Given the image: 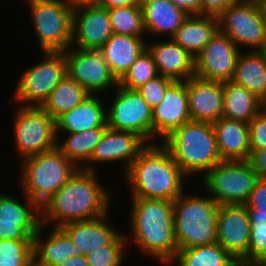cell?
<instances>
[{"label": "cell", "mask_w": 266, "mask_h": 266, "mask_svg": "<svg viewBox=\"0 0 266 266\" xmlns=\"http://www.w3.org/2000/svg\"><path fill=\"white\" fill-rule=\"evenodd\" d=\"M42 53L46 59L26 69L18 82L14 99L22 104L26 102L24 106L40 107L55 86L67 76L64 52Z\"/></svg>", "instance_id": "8fae6325"}, {"label": "cell", "mask_w": 266, "mask_h": 266, "mask_svg": "<svg viewBox=\"0 0 266 266\" xmlns=\"http://www.w3.org/2000/svg\"><path fill=\"white\" fill-rule=\"evenodd\" d=\"M114 34L142 37L145 32L141 6L107 9Z\"/></svg>", "instance_id": "836d02e7"}, {"label": "cell", "mask_w": 266, "mask_h": 266, "mask_svg": "<svg viewBox=\"0 0 266 266\" xmlns=\"http://www.w3.org/2000/svg\"><path fill=\"white\" fill-rule=\"evenodd\" d=\"M147 43L142 37L122 34L112 36L100 48L105 62L119 81L136 59L146 50Z\"/></svg>", "instance_id": "d4e9b609"}, {"label": "cell", "mask_w": 266, "mask_h": 266, "mask_svg": "<svg viewBox=\"0 0 266 266\" xmlns=\"http://www.w3.org/2000/svg\"><path fill=\"white\" fill-rule=\"evenodd\" d=\"M25 197L27 204L24 206L6 194H0V240H33L41 225L37 214L41 209L36 202Z\"/></svg>", "instance_id": "2e32d148"}, {"label": "cell", "mask_w": 266, "mask_h": 266, "mask_svg": "<svg viewBox=\"0 0 266 266\" xmlns=\"http://www.w3.org/2000/svg\"><path fill=\"white\" fill-rule=\"evenodd\" d=\"M158 75L156 64L146 49L118 81V85L127 89H137Z\"/></svg>", "instance_id": "e575fe53"}, {"label": "cell", "mask_w": 266, "mask_h": 266, "mask_svg": "<svg viewBox=\"0 0 266 266\" xmlns=\"http://www.w3.org/2000/svg\"><path fill=\"white\" fill-rule=\"evenodd\" d=\"M261 13L266 21V0H257Z\"/></svg>", "instance_id": "c3c4849f"}, {"label": "cell", "mask_w": 266, "mask_h": 266, "mask_svg": "<svg viewBox=\"0 0 266 266\" xmlns=\"http://www.w3.org/2000/svg\"><path fill=\"white\" fill-rule=\"evenodd\" d=\"M126 239L125 235L119 233L109 244L85 255L88 266H120L124 258Z\"/></svg>", "instance_id": "8d00e7d4"}, {"label": "cell", "mask_w": 266, "mask_h": 266, "mask_svg": "<svg viewBox=\"0 0 266 266\" xmlns=\"http://www.w3.org/2000/svg\"><path fill=\"white\" fill-rule=\"evenodd\" d=\"M260 266H266V260Z\"/></svg>", "instance_id": "816d5d0a"}, {"label": "cell", "mask_w": 266, "mask_h": 266, "mask_svg": "<svg viewBox=\"0 0 266 266\" xmlns=\"http://www.w3.org/2000/svg\"><path fill=\"white\" fill-rule=\"evenodd\" d=\"M145 32L162 35L168 33L172 38L183 21L189 16L177 8L171 0H141Z\"/></svg>", "instance_id": "4316f807"}, {"label": "cell", "mask_w": 266, "mask_h": 266, "mask_svg": "<svg viewBox=\"0 0 266 266\" xmlns=\"http://www.w3.org/2000/svg\"><path fill=\"white\" fill-rule=\"evenodd\" d=\"M179 9L188 15H201V0H171Z\"/></svg>", "instance_id": "ee69618b"}, {"label": "cell", "mask_w": 266, "mask_h": 266, "mask_svg": "<svg viewBox=\"0 0 266 266\" xmlns=\"http://www.w3.org/2000/svg\"><path fill=\"white\" fill-rule=\"evenodd\" d=\"M107 215L64 224L60 228L69 236L73 244L83 255H87L101 246L109 244L120 232L107 225Z\"/></svg>", "instance_id": "484cf974"}, {"label": "cell", "mask_w": 266, "mask_h": 266, "mask_svg": "<svg viewBox=\"0 0 266 266\" xmlns=\"http://www.w3.org/2000/svg\"><path fill=\"white\" fill-rule=\"evenodd\" d=\"M14 121L16 148L22 159L57 147L56 121L41 107L21 106Z\"/></svg>", "instance_id": "30bf717a"}, {"label": "cell", "mask_w": 266, "mask_h": 266, "mask_svg": "<svg viewBox=\"0 0 266 266\" xmlns=\"http://www.w3.org/2000/svg\"><path fill=\"white\" fill-rule=\"evenodd\" d=\"M222 161H246L250 156L248 123L219 118L212 123Z\"/></svg>", "instance_id": "7402d4cb"}, {"label": "cell", "mask_w": 266, "mask_h": 266, "mask_svg": "<svg viewBox=\"0 0 266 266\" xmlns=\"http://www.w3.org/2000/svg\"><path fill=\"white\" fill-rule=\"evenodd\" d=\"M219 204L212 197L183 195L173 201V225L179 249L217 242Z\"/></svg>", "instance_id": "5b68a950"}, {"label": "cell", "mask_w": 266, "mask_h": 266, "mask_svg": "<svg viewBox=\"0 0 266 266\" xmlns=\"http://www.w3.org/2000/svg\"><path fill=\"white\" fill-rule=\"evenodd\" d=\"M251 223L266 222V177H260L245 203Z\"/></svg>", "instance_id": "74e56055"}, {"label": "cell", "mask_w": 266, "mask_h": 266, "mask_svg": "<svg viewBox=\"0 0 266 266\" xmlns=\"http://www.w3.org/2000/svg\"><path fill=\"white\" fill-rule=\"evenodd\" d=\"M162 144L187 177L204 174L222 162L210 122L189 121L174 129Z\"/></svg>", "instance_id": "277c9868"}, {"label": "cell", "mask_w": 266, "mask_h": 266, "mask_svg": "<svg viewBox=\"0 0 266 266\" xmlns=\"http://www.w3.org/2000/svg\"><path fill=\"white\" fill-rule=\"evenodd\" d=\"M130 219L132 238L144 253L173 264L178 252L174 234L173 201L133 198Z\"/></svg>", "instance_id": "3957f363"}, {"label": "cell", "mask_w": 266, "mask_h": 266, "mask_svg": "<svg viewBox=\"0 0 266 266\" xmlns=\"http://www.w3.org/2000/svg\"><path fill=\"white\" fill-rule=\"evenodd\" d=\"M266 260V222L251 223L248 265H261Z\"/></svg>", "instance_id": "f35d334b"}, {"label": "cell", "mask_w": 266, "mask_h": 266, "mask_svg": "<svg viewBox=\"0 0 266 266\" xmlns=\"http://www.w3.org/2000/svg\"><path fill=\"white\" fill-rule=\"evenodd\" d=\"M240 53L231 82L251 91L260 100L266 99V51Z\"/></svg>", "instance_id": "f1b7e54d"}, {"label": "cell", "mask_w": 266, "mask_h": 266, "mask_svg": "<svg viewBox=\"0 0 266 266\" xmlns=\"http://www.w3.org/2000/svg\"><path fill=\"white\" fill-rule=\"evenodd\" d=\"M186 89L191 121L213 123L222 117L224 82L193 76L186 80Z\"/></svg>", "instance_id": "d6986e66"}, {"label": "cell", "mask_w": 266, "mask_h": 266, "mask_svg": "<svg viewBox=\"0 0 266 266\" xmlns=\"http://www.w3.org/2000/svg\"><path fill=\"white\" fill-rule=\"evenodd\" d=\"M189 121L186 81H174L167 88L161 103L152 108V138L159 135L164 139Z\"/></svg>", "instance_id": "ac0fdd59"}, {"label": "cell", "mask_w": 266, "mask_h": 266, "mask_svg": "<svg viewBox=\"0 0 266 266\" xmlns=\"http://www.w3.org/2000/svg\"><path fill=\"white\" fill-rule=\"evenodd\" d=\"M147 146L148 143L137 133L107 128L89 162L105 163L124 160L128 169Z\"/></svg>", "instance_id": "ffe728a7"}, {"label": "cell", "mask_w": 266, "mask_h": 266, "mask_svg": "<svg viewBox=\"0 0 266 266\" xmlns=\"http://www.w3.org/2000/svg\"><path fill=\"white\" fill-rule=\"evenodd\" d=\"M216 231L217 242L239 264L248 265L251 222L245 204L219 205Z\"/></svg>", "instance_id": "5bb4252c"}, {"label": "cell", "mask_w": 266, "mask_h": 266, "mask_svg": "<svg viewBox=\"0 0 266 266\" xmlns=\"http://www.w3.org/2000/svg\"><path fill=\"white\" fill-rule=\"evenodd\" d=\"M259 177H266V148L250 150L247 160Z\"/></svg>", "instance_id": "7bdbcfd3"}, {"label": "cell", "mask_w": 266, "mask_h": 266, "mask_svg": "<svg viewBox=\"0 0 266 266\" xmlns=\"http://www.w3.org/2000/svg\"><path fill=\"white\" fill-rule=\"evenodd\" d=\"M21 185L25 196L40 207L79 169L56 147L23 159Z\"/></svg>", "instance_id": "8992f818"}, {"label": "cell", "mask_w": 266, "mask_h": 266, "mask_svg": "<svg viewBox=\"0 0 266 266\" xmlns=\"http://www.w3.org/2000/svg\"><path fill=\"white\" fill-rule=\"evenodd\" d=\"M63 51L67 65V75L83 86L91 95L112 86H118V80L105 62L100 49L84 50L73 48Z\"/></svg>", "instance_id": "4fadbf2b"}, {"label": "cell", "mask_w": 266, "mask_h": 266, "mask_svg": "<svg viewBox=\"0 0 266 266\" xmlns=\"http://www.w3.org/2000/svg\"><path fill=\"white\" fill-rule=\"evenodd\" d=\"M240 48L220 31L195 58L194 76L204 80L228 82L234 74Z\"/></svg>", "instance_id": "9a60e30c"}, {"label": "cell", "mask_w": 266, "mask_h": 266, "mask_svg": "<svg viewBox=\"0 0 266 266\" xmlns=\"http://www.w3.org/2000/svg\"><path fill=\"white\" fill-rule=\"evenodd\" d=\"M217 17L219 31L238 48L243 46L252 48V51H266V21L257 0H240Z\"/></svg>", "instance_id": "9c48e42d"}, {"label": "cell", "mask_w": 266, "mask_h": 266, "mask_svg": "<svg viewBox=\"0 0 266 266\" xmlns=\"http://www.w3.org/2000/svg\"><path fill=\"white\" fill-rule=\"evenodd\" d=\"M263 109L266 111V99L263 101Z\"/></svg>", "instance_id": "681fc988"}, {"label": "cell", "mask_w": 266, "mask_h": 266, "mask_svg": "<svg viewBox=\"0 0 266 266\" xmlns=\"http://www.w3.org/2000/svg\"><path fill=\"white\" fill-rule=\"evenodd\" d=\"M141 0H99L98 6L105 9L123 6H140Z\"/></svg>", "instance_id": "f6af8a7d"}, {"label": "cell", "mask_w": 266, "mask_h": 266, "mask_svg": "<svg viewBox=\"0 0 266 266\" xmlns=\"http://www.w3.org/2000/svg\"><path fill=\"white\" fill-rule=\"evenodd\" d=\"M107 128L98 127L80 133H68L66 141L62 142L63 144L57 143V148L75 166L78 165V161L81 164L88 163Z\"/></svg>", "instance_id": "d6a6232c"}, {"label": "cell", "mask_w": 266, "mask_h": 266, "mask_svg": "<svg viewBox=\"0 0 266 266\" xmlns=\"http://www.w3.org/2000/svg\"><path fill=\"white\" fill-rule=\"evenodd\" d=\"M263 109V101L245 87L224 82L222 117L249 123Z\"/></svg>", "instance_id": "f546056e"}, {"label": "cell", "mask_w": 266, "mask_h": 266, "mask_svg": "<svg viewBox=\"0 0 266 266\" xmlns=\"http://www.w3.org/2000/svg\"><path fill=\"white\" fill-rule=\"evenodd\" d=\"M85 167V168H84ZM80 167L75 174L40 207L41 224L54 227L70 222L91 220L109 211L107 191L97 181L94 167ZM44 218V219H42Z\"/></svg>", "instance_id": "6da1fadb"}, {"label": "cell", "mask_w": 266, "mask_h": 266, "mask_svg": "<svg viewBox=\"0 0 266 266\" xmlns=\"http://www.w3.org/2000/svg\"><path fill=\"white\" fill-rule=\"evenodd\" d=\"M148 144L125 171L132 198L174 201L183 192L186 175L160 143Z\"/></svg>", "instance_id": "7a4b0ae2"}, {"label": "cell", "mask_w": 266, "mask_h": 266, "mask_svg": "<svg viewBox=\"0 0 266 266\" xmlns=\"http://www.w3.org/2000/svg\"><path fill=\"white\" fill-rule=\"evenodd\" d=\"M173 82L174 80L159 74L155 78L150 79L145 84L141 85L137 90L149 106L154 108L164 99L167 88Z\"/></svg>", "instance_id": "ab89813d"}, {"label": "cell", "mask_w": 266, "mask_h": 266, "mask_svg": "<svg viewBox=\"0 0 266 266\" xmlns=\"http://www.w3.org/2000/svg\"><path fill=\"white\" fill-rule=\"evenodd\" d=\"M67 6L76 8L85 5H97L99 0H62Z\"/></svg>", "instance_id": "7dc6e473"}, {"label": "cell", "mask_w": 266, "mask_h": 266, "mask_svg": "<svg viewBox=\"0 0 266 266\" xmlns=\"http://www.w3.org/2000/svg\"><path fill=\"white\" fill-rule=\"evenodd\" d=\"M169 40L152 43L146 49L156 64L158 74L174 81H186L194 76L195 59L171 38Z\"/></svg>", "instance_id": "44dd1931"}, {"label": "cell", "mask_w": 266, "mask_h": 266, "mask_svg": "<svg viewBox=\"0 0 266 266\" xmlns=\"http://www.w3.org/2000/svg\"><path fill=\"white\" fill-rule=\"evenodd\" d=\"M90 95L83 86L67 75L55 86L40 107L56 121Z\"/></svg>", "instance_id": "4dcf8cb0"}, {"label": "cell", "mask_w": 266, "mask_h": 266, "mask_svg": "<svg viewBox=\"0 0 266 266\" xmlns=\"http://www.w3.org/2000/svg\"><path fill=\"white\" fill-rule=\"evenodd\" d=\"M43 227L41 224L33 237V266H57L73 256H83L82 251L60 227H53L46 242L42 241Z\"/></svg>", "instance_id": "603a6c76"}, {"label": "cell", "mask_w": 266, "mask_h": 266, "mask_svg": "<svg viewBox=\"0 0 266 266\" xmlns=\"http://www.w3.org/2000/svg\"><path fill=\"white\" fill-rule=\"evenodd\" d=\"M260 177L246 161H222L203 176V185L219 205L245 204Z\"/></svg>", "instance_id": "ba28073f"}, {"label": "cell", "mask_w": 266, "mask_h": 266, "mask_svg": "<svg viewBox=\"0 0 266 266\" xmlns=\"http://www.w3.org/2000/svg\"><path fill=\"white\" fill-rule=\"evenodd\" d=\"M239 266H260V265H243V264H240Z\"/></svg>", "instance_id": "f907efd6"}, {"label": "cell", "mask_w": 266, "mask_h": 266, "mask_svg": "<svg viewBox=\"0 0 266 266\" xmlns=\"http://www.w3.org/2000/svg\"><path fill=\"white\" fill-rule=\"evenodd\" d=\"M111 108L106 110L107 126L119 131L140 135L148 144L152 140V108L137 89L115 87Z\"/></svg>", "instance_id": "7c38bea8"}, {"label": "cell", "mask_w": 266, "mask_h": 266, "mask_svg": "<svg viewBox=\"0 0 266 266\" xmlns=\"http://www.w3.org/2000/svg\"><path fill=\"white\" fill-rule=\"evenodd\" d=\"M178 266H239V261L218 242L179 249L175 258Z\"/></svg>", "instance_id": "1f68e13d"}, {"label": "cell", "mask_w": 266, "mask_h": 266, "mask_svg": "<svg viewBox=\"0 0 266 266\" xmlns=\"http://www.w3.org/2000/svg\"><path fill=\"white\" fill-rule=\"evenodd\" d=\"M0 266H33V240H0Z\"/></svg>", "instance_id": "d590c367"}, {"label": "cell", "mask_w": 266, "mask_h": 266, "mask_svg": "<svg viewBox=\"0 0 266 266\" xmlns=\"http://www.w3.org/2000/svg\"><path fill=\"white\" fill-rule=\"evenodd\" d=\"M240 0H201V15L218 16L223 10Z\"/></svg>", "instance_id": "b9f144b4"}, {"label": "cell", "mask_w": 266, "mask_h": 266, "mask_svg": "<svg viewBox=\"0 0 266 266\" xmlns=\"http://www.w3.org/2000/svg\"><path fill=\"white\" fill-rule=\"evenodd\" d=\"M112 34L107 9L98 5L73 8L71 47L76 44L79 49H100Z\"/></svg>", "instance_id": "e0dca14e"}, {"label": "cell", "mask_w": 266, "mask_h": 266, "mask_svg": "<svg viewBox=\"0 0 266 266\" xmlns=\"http://www.w3.org/2000/svg\"><path fill=\"white\" fill-rule=\"evenodd\" d=\"M250 150L266 148V111L262 109L249 123Z\"/></svg>", "instance_id": "60d3db41"}, {"label": "cell", "mask_w": 266, "mask_h": 266, "mask_svg": "<svg viewBox=\"0 0 266 266\" xmlns=\"http://www.w3.org/2000/svg\"><path fill=\"white\" fill-rule=\"evenodd\" d=\"M35 33L43 52H63L72 45L73 8L62 0H29Z\"/></svg>", "instance_id": "52a82bcc"}, {"label": "cell", "mask_w": 266, "mask_h": 266, "mask_svg": "<svg viewBox=\"0 0 266 266\" xmlns=\"http://www.w3.org/2000/svg\"><path fill=\"white\" fill-rule=\"evenodd\" d=\"M101 99L88 96L83 102L56 120V133L59 130L68 133H80L98 127L107 126L106 110Z\"/></svg>", "instance_id": "83f0119b"}, {"label": "cell", "mask_w": 266, "mask_h": 266, "mask_svg": "<svg viewBox=\"0 0 266 266\" xmlns=\"http://www.w3.org/2000/svg\"><path fill=\"white\" fill-rule=\"evenodd\" d=\"M57 266H88V263L85 255H83V256H73L71 258H68Z\"/></svg>", "instance_id": "bcb514c9"}, {"label": "cell", "mask_w": 266, "mask_h": 266, "mask_svg": "<svg viewBox=\"0 0 266 266\" xmlns=\"http://www.w3.org/2000/svg\"><path fill=\"white\" fill-rule=\"evenodd\" d=\"M218 31L216 15H189L171 39L195 59Z\"/></svg>", "instance_id": "cb8c5ba5"}]
</instances>
